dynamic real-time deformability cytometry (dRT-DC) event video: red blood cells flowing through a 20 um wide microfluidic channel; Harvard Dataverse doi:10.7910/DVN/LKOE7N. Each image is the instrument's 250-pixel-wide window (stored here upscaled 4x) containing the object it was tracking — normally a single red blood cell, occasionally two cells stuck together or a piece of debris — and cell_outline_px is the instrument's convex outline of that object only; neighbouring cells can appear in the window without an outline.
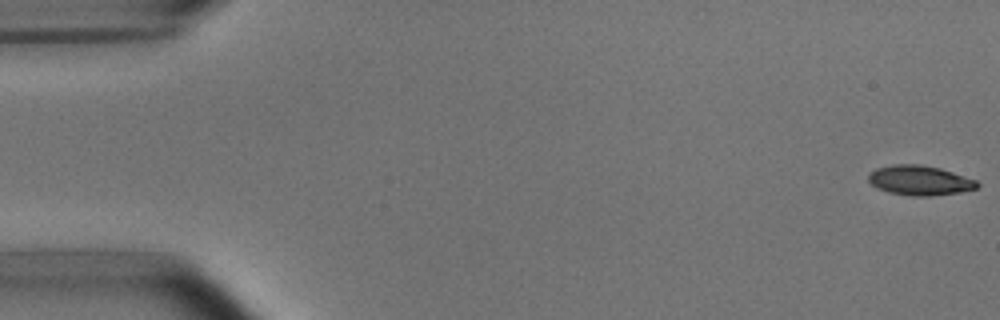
{"species": "common noctule bat (a hibernating species)", "species_latin": "Nyctalus noctula", "temperature_condition": "room temperature", "stored_images_in_passage": 52, "camera_frame_rate_fps": 3000, "um_per_image_px": 0.085, "animal": {"sex": "male", "body_mass_g": 15.6}, "frame": {"image": 1, "passage_image": 1, "time_ms": 0.0, "image_size_px": [1000, 320], "cell_outline_px": [[980, 184], [976, 188], [960, 192], [932, 196], [912, 196], [888, 192], [876, 188], [868, 180], [868, 176], [876, 168], [892, 164], [920, 164], [940, 168], [976, 180]], "centroid_in_image_um": [78.16, 15.33], "position_along_channel_um": 6.8, "area_um2": 18.84}}
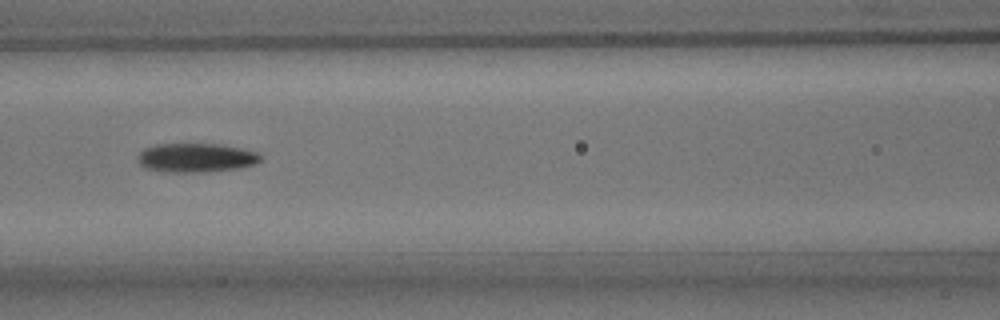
{"frame": {"image": 2, "passage_image": 23, "time_ms": 7.333, "image_size_px": [1000, 320], "cell_outline_px": [[260, 160], [256, 164], [240, 168], [204, 172], [168, 172], [144, 168], [140, 164], [136, 156], [144, 148], [156, 144], [220, 144], [240, 148], [256, 152], [260, 156]], "centroid_in_image_um": [16.63, 13.41], "position_along_channel_um": 150.0, "area_um2": 20.81}}
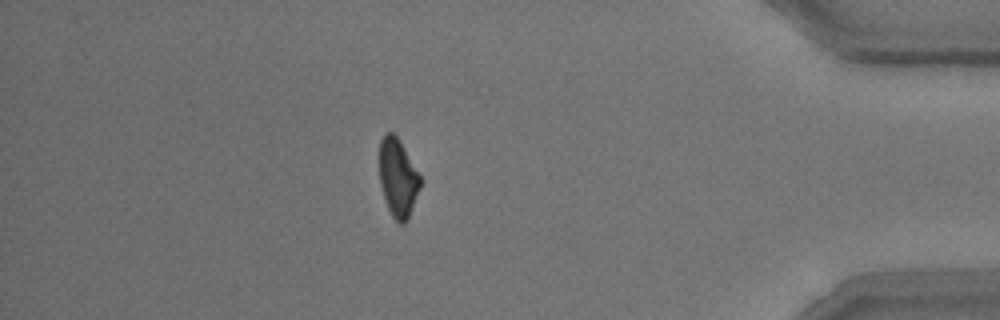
{"frame": {"image": 3, "passage_image": 46, "time_ms": 15.0, "image_size_px": [1000, 320], "cell_outline_px": [[424, 180], [408, 220], [404, 224], [400, 224], [392, 216], [388, 208], [380, 184], [380, 140], [384, 132], [392, 132], [400, 140]], "centroid_in_image_um": [33.86, 15.11], "position_along_channel_um": 401.3, "area_um2": 19.02}, "authors_computed_cell_mechanics": {"area_um2": 19.7676, "velocity_mm_per_s": 3.819, "shape_relaxation_time_tau1_ms": 4.3442, "shape_relaxation_time_tau2_ms": 7.4317, "deformation_change_tau1": 0.1768, "deformation_change_tau2": 0.159}}